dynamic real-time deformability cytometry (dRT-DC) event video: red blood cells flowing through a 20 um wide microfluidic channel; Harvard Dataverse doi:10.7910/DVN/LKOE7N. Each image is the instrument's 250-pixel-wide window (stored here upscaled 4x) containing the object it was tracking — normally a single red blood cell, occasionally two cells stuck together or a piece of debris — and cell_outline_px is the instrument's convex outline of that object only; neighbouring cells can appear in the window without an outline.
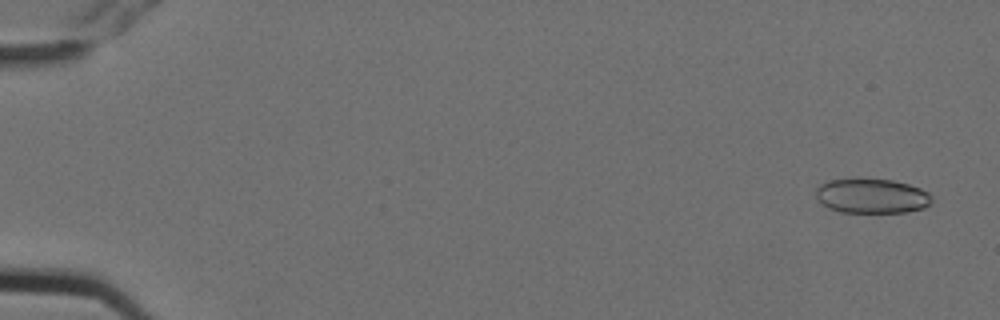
{"species": "Egyptian fruit bat (a non-hibernating species)", "species_latin": "Rousettus aegyptiacus", "temperature_condition": "cold", "stored_images_in_passage": 6, "camera_frame_rate_fps": 3000, "um_per_image_px": 0.085, "animal": {"sex": "female"}, "frame": {"image": 1, "passage_image": 1, "time_ms": 0.0, "image_size_px": [1000, 320], "cell_outline_px": [[932, 200], [924, 208], [908, 212], [840, 212], [828, 208], [816, 196], [816, 188], [820, 184], [828, 180], [856, 176], [892, 180], [908, 184], [920, 188], [928, 192], [932, 196]], "centroid_in_image_um": [74.08, 16.62], "position_along_channel_um": 10.9, "area_um2": 23.99}}
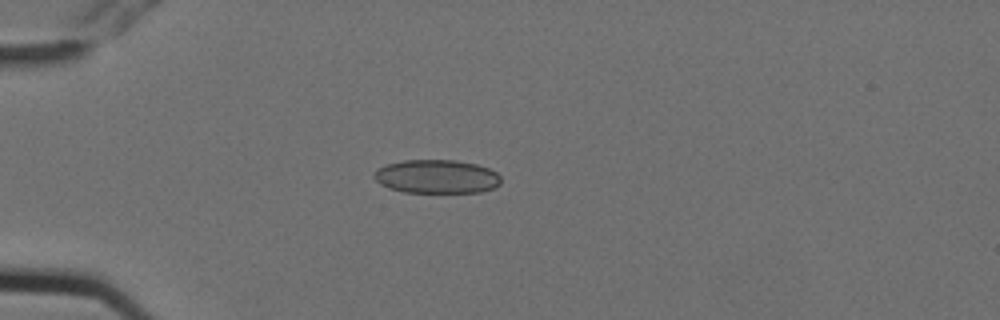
{"frame": {"image": 2, "passage_image": 5, "time_ms": 1.333, "image_size_px": [1000, 320], "cell_outline_px": [[500, 184], [496, 188], [480, 192], [404, 192], [388, 188], [380, 184], [372, 176], [372, 172], [376, 168], [388, 164], [404, 160], [456, 160], [476, 164], [488, 168], [496, 172], [500, 176]], "centroid_in_image_um": [37.1, 15.01], "position_along_channel_um": 47.9, "area_um2": 25.09}}